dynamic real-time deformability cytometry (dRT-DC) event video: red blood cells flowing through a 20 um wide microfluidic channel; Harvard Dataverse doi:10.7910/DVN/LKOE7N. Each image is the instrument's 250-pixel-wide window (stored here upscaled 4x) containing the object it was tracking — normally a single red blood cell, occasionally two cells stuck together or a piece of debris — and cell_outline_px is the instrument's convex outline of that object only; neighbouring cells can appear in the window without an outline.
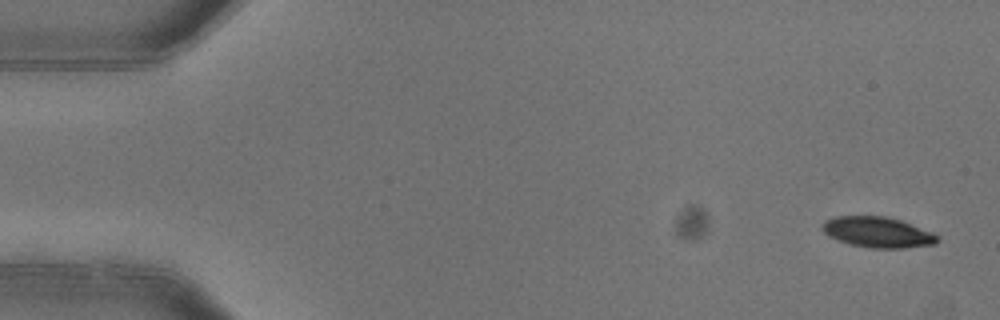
{"species": "common noctule bat (a hibernating species)", "species_latin": "Nyctalus noctula", "temperature_condition": "warm", "stored_images_in_passage": 5, "camera_frame_rate_fps": 3000, "um_per_image_px": 0.085, "animal": {"sex": "female"}, "frame": {"image": 1, "passage_image": 1, "time_ms": 0.0, "image_size_px": [1000, 320], "cell_outline_px": [[940, 236], [936, 244], [904, 248], [868, 248], [852, 244], [828, 236], [820, 228], [824, 220], [836, 216], [888, 216], [900, 220], [932, 232]], "centroid_in_image_um": [74.6, 19.73], "position_along_channel_um": 10.4, "area_um2": 20.58}}